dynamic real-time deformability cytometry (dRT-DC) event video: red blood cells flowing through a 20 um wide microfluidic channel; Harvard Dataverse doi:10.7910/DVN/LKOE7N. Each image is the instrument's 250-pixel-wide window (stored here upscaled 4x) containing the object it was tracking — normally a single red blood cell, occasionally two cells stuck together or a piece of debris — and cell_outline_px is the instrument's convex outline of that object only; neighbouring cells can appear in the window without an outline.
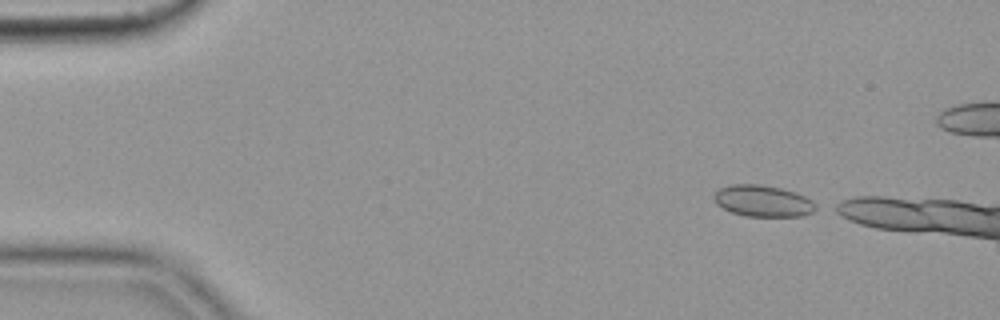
{"species": "common noctule bat (a hibernating species)", "species_latin": "Nyctalus noctula", "temperature_condition": "cold", "stored_images_in_passage": 8, "camera_frame_rate_fps": 3000, "um_per_image_px": 0.085, "animal": {"sex": "female", "body_mass_g": 19.9}, "frame": {"image": 1, "passage_image": 1, "time_ms": 0.0, "image_size_px": [1000, 320], "cell_outline_px": [[820, 208], [812, 212], [800, 216], [744, 216], [732, 212], [716, 204], [712, 196], [720, 188], [732, 184], [760, 184], [780, 188], [796, 192], [820, 204]], "centroid_in_image_um": [64.89, 17.08], "position_along_channel_um": 20.1, "area_um2": 18.84}}